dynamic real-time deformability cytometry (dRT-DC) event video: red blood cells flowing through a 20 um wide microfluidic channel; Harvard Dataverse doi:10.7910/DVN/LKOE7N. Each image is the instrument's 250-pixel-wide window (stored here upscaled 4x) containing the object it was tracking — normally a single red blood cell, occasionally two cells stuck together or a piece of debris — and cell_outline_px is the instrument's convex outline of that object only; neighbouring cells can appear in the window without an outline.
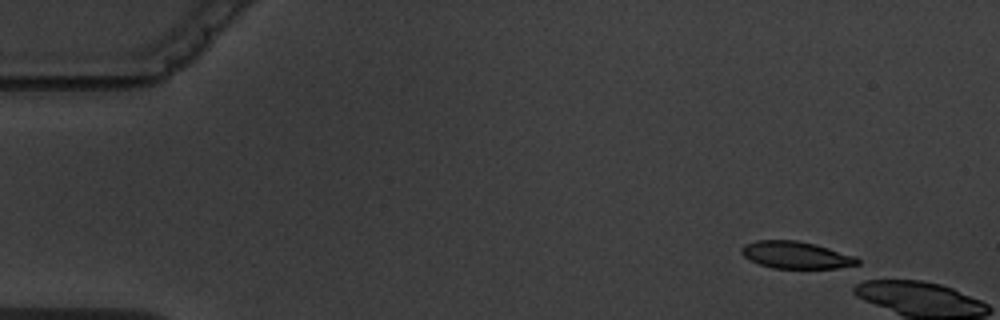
{"species": "common noctule bat (a hibernating species)", "species_latin": "Nyctalus noctula", "temperature_condition": "warm", "stored_images_in_passage": 5, "camera_frame_rate_fps": 3000, "um_per_image_px": 0.085, "animal": {"sex": "male", "body_mass_g": 19.5, "forearm_length_mm": 54.6}, "frame": {"image": 1, "passage_image": 1, "time_ms": 0.0, "image_size_px": [1000, 320], "cell_outline_px": [[860, 268], [772, 268], [760, 264], [744, 256], [740, 252], [740, 248], [744, 244], [756, 240], [796, 240], [828, 248], [856, 256], [860, 260]], "centroid_in_image_um": [67.74, 21.69], "position_along_channel_um": 17.3, "area_um2": 18.55}}